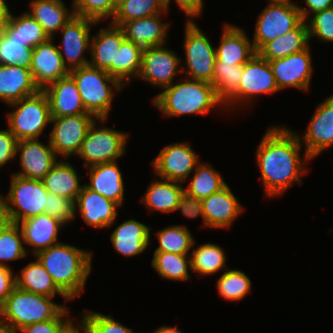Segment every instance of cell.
<instances>
[{
    "label": "cell",
    "mask_w": 333,
    "mask_h": 333,
    "mask_svg": "<svg viewBox=\"0 0 333 333\" xmlns=\"http://www.w3.org/2000/svg\"><path fill=\"white\" fill-rule=\"evenodd\" d=\"M301 145L297 133L288 127L273 125L267 129L256 150L266 197L283 195L295 182L302 184L301 175L307 172L305 165L311 158L306 152L301 158Z\"/></svg>",
    "instance_id": "6da1fadb"
},
{
    "label": "cell",
    "mask_w": 333,
    "mask_h": 333,
    "mask_svg": "<svg viewBox=\"0 0 333 333\" xmlns=\"http://www.w3.org/2000/svg\"><path fill=\"white\" fill-rule=\"evenodd\" d=\"M35 256L70 300L81 295L92 272L90 251L60 241Z\"/></svg>",
    "instance_id": "7a4b0ae2"
},
{
    "label": "cell",
    "mask_w": 333,
    "mask_h": 333,
    "mask_svg": "<svg viewBox=\"0 0 333 333\" xmlns=\"http://www.w3.org/2000/svg\"><path fill=\"white\" fill-rule=\"evenodd\" d=\"M180 81L164 88L152 100L163 116L206 115L215 106L224 107L209 82L187 77Z\"/></svg>",
    "instance_id": "3957f363"
},
{
    "label": "cell",
    "mask_w": 333,
    "mask_h": 333,
    "mask_svg": "<svg viewBox=\"0 0 333 333\" xmlns=\"http://www.w3.org/2000/svg\"><path fill=\"white\" fill-rule=\"evenodd\" d=\"M53 298L15 287L0 306V320L17 333L26 325L55 319L66 306L53 302Z\"/></svg>",
    "instance_id": "277c9868"
},
{
    "label": "cell",
    "mask_w": 333,
    "mask_h": 333,
    "mask_svg": "<svg viewBox=\"0 0 333 333\" xmlns=\"http://www.w3.org/2000/svg\"><path fill=\"white\" fill-rule=\"evenodd\" d=\"M69 75L77 85L86 111L96 118L107 119L114 92H120L124 86L106 71L90 65L73 69Z\"/></svg>",
    "instance_id": "5b68a950"
},
{
    "label": "cell",
    "mask_w": 333,
    "mask_h": 333,
    "mask_svg": "<svg viewBox=\"0 0 333 333\" xmlns=\"http://www.w3.org/2000/svg\"><path fill=\"white\" fill-rule=\"evenodd\" d=\"M10 188L2 199L4 220L19 223L27 218L44 214L47 189L42 180L11 175Z\"/></svg>",
    "instance_id": "8992f818"
},
{
    "label": "cell",
    "mask_w": 333,
    "mask_h": 333,
    "mask_svg": "<svg viewBox=\"0 0 333 333\" xmlns=\"http://www.w3.org/2000/svg\"><path fill=\"white\" fill-rule=\"evenodd\" d=\"M8 105L15 108L6 114L8 129L18 141L38 139L51 123L50 106L43 90Z\"/></svg>",
    "instance_id": "52a82bcc"
},
{
    "label": "cell",
    "mask_w": 333,
    "mask_h": 333,
    "mask_svg": "<svg viewBox=\"0 0 333 333\" xmlns=\"http://www.w3.org/2000/svg\"><path fill=\"white\" fill-rule=\"evenodd\" d=\"M104 123L106 118H97L89 127L82 143L79 158L84 160V167L114 162L125 155L129 134L108 127H97V121Z\"/></svg>",
    "instance_id": "ba28073f"
},
{
    "label": "cell",
    "mask_w": 333,
    "mask_h": 333,
    "mask_svg": "<svg viewBox=\"0 0 333 333\" xmlns=\"http://www.w3.org/2000/svg\"><path fill=\"white\" fill-rule=\"evenodd\" d=\"M184 31L183 46L186 56L184 63L187 66L184 67V64L181 67L182 73L185 72L187 78L211 83L216 62V49L192 19L186 20Z\"/></svg>",
    "instance_id": "9c48e42d"
},
{
    "label": "cell",
    "mask_w": 333,
    "mask_h": 333,
    "mask_svg": "<svg viewBox=\"0 0 333 333\" xmlns=\"http://www.w3.org/2000/svg\"><path fill=\"white\" fill-rule=\"evenodd\" d=\"M302 21L297 4L292 0L268 2L256 21L253 46L258 52L267 42L283 36Z\"/></svg>",
    "instance_id": "30bf717a"
},
{
    "label": "cell",
    "mask_w": 333,
    "mask_h": 333,
    "mask_svg": "<svg viewBox=\"0 0 333 333\" xmlns=\"http://www.w3.org/2000/svg\"><path fill=\"white\" fill-rule=\"evenodd\" d=\"M279 91L269 61L256 53L243 65V74L238 91L224 104L235 107L242 103L249 104L259 94H272ZM234 105V106H233Z\"/></svg>",
    "instance_id": "8fae6325"
},
{
    "label": "cell",
    "mask_w": 333,
    "mask_h": 333,
    "mask_svg": "<svg viewBox=\"0 0 333 333\" xmlns=\"http://www.w3.org/2000/svg\"><path fill=\"white\" fill-rule=\"evenodd\" d=\"M92 114L52 117L49 141L57 156L64 159L80 152L87 131L94 120Z\"/></svg>",
    "instance_id": "7c38bea8"
},
{
    "label": "cell",
    "mask_w": 333,
    "mask_h": 333,
    "mask_svg": "<svg viewBox=\"0 0 333 333\" xmlns=\"http://www.w3.org/2000/svg\"><path fill=\"white\" fill-rule=\"evenodd\" d=\"M96 24L98 25V22L92 19L74 15L60 30L62 44L57 48L69 72L89 65V60L83 54L90 50V30L92 25Z\"/></svg>",
    "instance_id": "4fadbf2b"
},
{
    "label": "cell",
    "mask_w": 333,
    "mask_h": 333,
    "mask_svg": "<svg viewBox=\"0 0 333 333\" xmlns=\"http://www.w3.org/2000/svg\"><path fill=\"white\" fill-rule=\"evenodd\" d=\"M182 61L166 45L143 48L138 78L164 89L172 85L173 78L182 72L181 68L178 69Z\"/></svg>",
    "instance_id": "5bb4252c"
},
{
    "label": "cell",
    "mask_w": 333,
    "mask_h": 333,
    "mask_svg": "<svg viewBox=\"0 0 333 333\" xmlns=\"http://www.w3.org/2000/svg\"><path fill=\"white\" fill-rule=\"evenodd\" d=\"M199 163V157L190 144L179 142L162 148L152 161V167L161 179L183 183Z\"/></svg>",
    "instance_id": "9a60e30c"
},
{
    "label": "cell",
    "mask_w": 333,
    "mask_h": 333,
    "mask_svg": "<svg viewBox=\"0 0 333 333\" xmlns=\"http://www.w3.org/2000/svg\"><path fill=\"white\" fill-rule=\"evenodd\" d=\"M269 64L279 91L287 87L309 90L313 73L310 46L287 57L271 60Z\"/></svg>",
    "instance_id": "2e32d148"
},
{
    "label": "cell",
    "mask_w": 333,
    "mask_h": 333,
    "mask_svg": "<svg viewBox=\"0 0 333 333\" xmlns=\"http://www.w3.org/2000/svg\"><path fill=\"white\" fill-rule=\"evenodd\" d=\"M297 136L300 142L303 139L301 144L305 145V152L311 160L333 146V94L318 104L304 135L297 133Z\"/></svg>",
    "instance_id": "e0dca14e"
},
{
    "label": "cell",
    "mask_w": 333,
    "mask_h": 333,
    "mask_svg": "<svg viewBox=\"0 0 333 333\" xmlns=\"http://www.w3.org/2000/svg\"><path fill=\"white\" fill-rule=\"evenodd\" d=\"M16 155L20 156V167L22 169L14 174L27 179L42 180L59 160L50 141L45 145L39 139L19 140Z\"/></svg>",
    "instance_id": "ac0fdd59"
},
{
    "label": "cell",
    "mask_w": 333,
    "mask_h": 333,
    "mask_svg": "<svg viewBox=\"0 0 333 333\" xmlns=\"http://www.w3.org/2000/svg\"><path fill=\"white\" fill-rule=\"evenodd\" d=\"M53 41L54 38H49L33 48L30 71L39 90L69 75L57 45L53 44Z\"/></svg>",
    "instance_id": "d6986e66"
},
{
    "label": "cell",
    "mask_w": 333,
    "mask_h": 333,
    "mask_svg": "<svg viewBox=\"0 0 333 333\" xmlns=\"http://www.w3.org/2000/svg\"><path fill=\"white\" fill-rule=\"evenodd\" d=\"M119 208L117 203L89 189L85 184L75 202V212L78 211L84 222L92 228L112 227Z\"/></svg>",
    "instance_id": "ffe728a7"
},
{
    "label": "cell",
    "mask_w": 333,
    "mask_h": 333,
    "mask_svg": "<svg viewBox=\"0 0 333 333\" xmlns=\"http://www.w3.org/2000/svg\"><path fill=\"white\" fill-rule=\"evenodd\" d=\"M201 201L208 228L228 229L244 210L228 184Z\"/></svg>",
    "instance_id": "44dd1931"
},
{
    "label": "cell",
    "mask_w": 333,
    "mask_h": 333,
    "mask_svg": "<svg viewBox=\"0 0 333 333\" xmlns=\"http://www.w3.org/2000/svg\"><path fill=\"white\" fill-rule=\"evenodd\" d=\"M46 94L51 117H65L88 113L74 79L67 75L43 89Z\"/></svg>",
    "instance_id": "7402d4cb"
},
{
    "label": "cell",
    "mask_w": 333,
    "mask_h": 333,
    "mask_svg": "<svg viewBox=\"0 0 333 333\" xmlns=\"http://www.w3.org/2000/svg\"><path fill=\"white\" fill-rule=\"evenodd\" d=\"M18 225L22 231L24 244L33 248L31 249L33 255L59 243V231L65 227L59 220L48 214L27 218Z\"/></svg>",
    "instance_id": "603a6c76"
},
{
    "label": "cell",
    "mask_w": 333,
    "mask_h": 333,
    "mask_svg": "<svg viewBox=\"0 0 333 333\" xmlns=\"http://www.w3.org/2000/svg\"><path fill=\"white\" fill-rule=\"evenodd\" d=\"M163 13L166 15L168 12L133 19L122 23L119 27L124 32L126 39L142 48L165 45L170 23L161 21Z\"/></svg>",
    "instance_id": "cb8c5ba5"
},
{
    "label": "cell",
    "mask_w": 333,
    "mask_h": 333,
    "mask_svg": "<svg viewBox=\"0 0 333 333\" xmlns=\"http://www.w3.org/2000/svg\"><path fill=\"white\" fill-rule=\"evenodd\" d=\"M109 28H101L90 39L89 65L106 71L111 76V64H116V56L125 34L112 23Z\"/></svg>",
    "instance_id": "d4e9b609"
},
{
    "label": "cell",
    "mask_w": 333,
    "mask_h": 333,
    "mask_svg": "<svg viewBox=\"0 0 333 333\" xmlns=\"http://www.w3.org/2000/svg\"><path fill=\"white\" fill-rule=\"evenodd\" d=\"M238 26L224 24L220 44L216 47V59L224 64L244 65L257 52L253 42Z\"/></svg>",
    "instance_id": "484cf974"
},
{
    "label": "cell",
    "mask_w": 333,
    "mask_h": 333,
    "mask_svg": "<svg viewBox=\"0 0 333 333\" xmlns=\"http://www.w3.org/2000/svg\"><path fill=\"white\" fill-rule=\"evenodd\" d=\"M90 183L85 185L117 203L120 207L124 202V181L118 162H108L87 168Z\"/></svg>",
    "instance_id": "4316f807"
},
{
    "label": "cell",
    "mask_w": 333,
    "mask_h": 333,
    "mask_svg": "<svg viewBox=\"0 0 333 333\" xmlns=\"http://www.w3.org/2000/svg\"><path fill=\"white\" fill-rule=\"evenodd\" d=\"M38 91L30 69L0 64V101L8 105Z\"/></svg>",
    "instance_id": "83f0119b"
},
{
    "label": "cell",
    "mask_w": 333,
    "mask_h": 333,
    "mask_svg": "<svg viewBox=\"0 0 333 333\" xmlns=\"http://www.w3.org/2000/svg\"><path fill=\"white\" fill-rule=\"evenodd\" d=\"M151 227L134 219L126 220L112 232L110 240L114 249L126 257L145 251L151 240Z\"/></svg>",
    "instance_id": "f1b7e54d"
},
{
    "label": "cell",
    "mask_w": 333,
    "mask_h": 333,
    "mask_svg": "<svg viewBox=\"0 0 333 333\" xmlns=\"http://www.w3.org/2000/svg\"><path fill=\"white\" fill-rule=\"evenodd\" d=\"M54 38L64 25L75 15L62 0H32L28 12Z\"/></svg>",
    "instance_id": "f546056e"
},
{
    "label": "cell",
    "mask_w": 333,
    "mask_h": 333,
    "mask_svg": "<svg viewBox=\"0 0 333 333\" xmlns=\"http://www.w3.org/2000/svg\"><path fill=\"white\" fill-rule=\"evenodd\" d=\"M309 33L306 21L302 20L294 29L283 36L267 42L257 53L268 61L281 59L303 51L309 46Z\"/></svg>",
    "instance_id": "4dcf8cb0"
},
{
    "label": "cell",
    "mask_w": 333,
    "mask_h": 333,
    "mask_svg": "<svg viewBox=\"0 0 333 333\" xmlns=\"http://www.w3.org/2000/svg\"><path fill=\"white\" fill-rule=\"evenodd\" d=\"M48 192L76 202L83 184L76 169L65 159L58 160L42 179Z\"/></svg>",
    "instance_id": "1f68e13d"
},
{
    "label": "cell",
    "mask_w": 333,
    "mask_h": 333,
    "mask_svg": "<svg viewBox=\"0 0 333 333\" xmlns=\"http://www.w3.org/2000/svg\"><path fill=\"white\" fill-rule=\"evenodd\" d=\"M15 279L16 287L21 290L47 297H55L57 294L64 298L65 303L70 300L53 282L50 274L37 258L24 266L20 274L16 273Z\"/></svg>",
    "instance_id": "d6a6232c"
},
{
    "label": "cell",
    "mask_w": 333,
    "mask_h": 333,
    "mask_svg": "<svg viewBox=\"0 0 333 333\" xmlns=\"http://www.w3.org/2000/svg\"><path fill=\"white\" fill-rule=\"evenodd\" d=\"M183 186L182 183L167 179L153 180L141 201L150 211L175 212L184 193Z\"/></svg>",
    "instance_id": "836d02e7"
},
{
    "label": "cell",
    "mask_w": 333,
    "mask_h": 333,
    "mask_svg": "<svg viewBox=\"0 0 333 333\" xmlns=\"http://www.w3.org/2000/svg\"><path fill=\"white\" fill-rule=\"evenodd\" d=\"M1 31L9 39L27 43V47L32 48L50 38L42 26L27 11L19 17L11 13L8 22Z\"/></svg>",
    "instance_id": "e575fe53"
},
{
    "label": "cell",
    "mask_w": 333,
    "mask_h": 333,
    "mask_svg": "<svg viewBox=\"0 0 333 333\" xmlns=\"http://www.w3.org/2000/svg\"><path fill=\"white\" fill-rule=\"evenodd\" d=\"M142 51L141 46L126 38L121 43L116 56V64H111V76L116 78L124 87L129 85L133 77H138Z\"/></svg>",
    "instance_id": "d590c367"
},
{
    "label": "cell",
    "mask_w": 333,
    "mask_h": 333,
    "mask_svg": "<svg viewBox=\"0 0 333 333\" xmlns=\"http://www.w3.org/2000/svg\"><path fill=\"white\" fill-rule=\"evenodd\" d=\"M151 265L161 278L172 281L190 280L191 256L154 251Z\"/></svg>",
    "instance_id": "8d00e7d4"
},
{
    "label": "cell",
    "mask_w": 333,
    "mask_h": 333,
    "mask_svg": "<svg viewBox=\"0 0 333 333\" xmlns=\"http://www.w3.org/2000/svg\"><path fill=\"white\" fill-rule=\"evenodd\" d=\"M226 185L220 172L213 168L210 164L200 162L194 171L191 182L184 192L197 199H204L211 194L219 191Z\"/></svg>",
    "instance_id": "74e56055"
},
{
    "label": "cell",
    "mask_w": 333,
    "mask_h": 333,
    "mask_svg": "<svg viewBox=\"0 0 333 333\" xmlns=\"http://www.w3.org/2000/svg\"><path fill=\"white\" fill-rule=\"evenodd\" d=\"M191 271L198 275H213L221 269H228L226 255L223 249L216 244L206 243L192 250Z\"/></svg>",
    "instance_id": "f35d334b"
},
{
    "label": "cell",
    "mask_w": 333,
    "mask_h": 333,
    "mask_svg": "<svg viewBox=\"0 0 333 333\" xmlns=\"http://www.w3.org/2000/svg\"><path fill=\"white\" fill-rule=\"evenodd\" d=\"M24 245L19 225L4 220L0 224V265L9 266L8 261L26 258L28 251Z\"/></svg>",
    "instance_id": "ab89813d"
},
{
    "label": "cell",
    "mask_w": 333,
    "mask_h": 333,
    "mask_svg": "<svg viewBox=\"0 0 333 333\" xmlns=\"http://www.w3.org/2000/svg\"><path fill=\"white\" fill-rule=\"evenodd\" d=\"M243 74V65L224 64L216 59L211 85L225 104L237 91Z\"/></svg>",
    "instance_id": "60d3db41"
},
{
    "label": "cell",
    "mask_w": 333,
    "mask_h": 333,
    "mask_svg": "<svg viewBox=\"0 0 333 333\" xmlns=\"http://www.w3.org/2000/svg\"><path fill=\"white\" fill-rule=\"evenodd\" d=\"M159 246L155 251L188 254L195 245V239L185 225H170L156 233Z\"/></svg>",
    "instance_id": "b9f144b4"
},
{
    "label": "cell",
    "mask_w": 333,
    "mask_h": 333,
    "mask_svg": "<svg viewBox=\"0 0 333 333\" xmlns=\"http://www.w3.org/2000/svg\"><path fill=\"white\" fill-rule=\"evenodd\" d=\"M162 12H168L164 0H126L116 10L111 23L120 26L122 23L140 19Z\"/></svg>",
    "instance_id": "7bdbcfd3"
},
{
    "label": "cell",
    "mask_w": 333,
    "mask_h": 333,
    "mask_svg": "<svg viewBox=\"0 0 333 333\" xmlns=\"http://www.w3.org/2000/svg\"><path fill=\"white\" fill-rule=\"evenodd\" d=\"M220 297L228 301H240L251 291V280L241 270L226 269L217 280Z\"/></svg>",
    "instance_id": "ee69618b"
},
{
    "label": "cell",
    "mask_w": 333,
    "mask_h": 333,
    "mask_svg": "<svg viewBox=\"0 0 333 333\" xmlns=\"http://www.w3.org/2000/svg\"><path fill=\"white\" fill-rule=\"evenodd\" d=\"M33 48L27 47V43H21L9 39L0 30V64L16 65L30 69L32 63Z\"/></svg>",
    "instance_id": "f6af8a7d"
},
{
    "label": "cell",
    "mask_w": 333,
    "mask_h": 333,
    "mask_svg": "<svg viewBox=\"0 0 333 333\" xmlns=\"http://www.w3.org/2000/svg\"><path fill=\"white\" fill-rule=\"evenodd\" d=\"M72 9L75 15L101 22L114 18L116 13L115 0H73Z\"/></svg>",
    "instance_id": "bcb514c9"
},
{
    "label": "cell",
    "mask_w": 333,
    "mask_h": 333,
    "mask_svg": "<svg viewBox=\"0 0 333 333\" xmlns=\"http://www.w3.org/2000/svg\"><path fill=\"white\" fill-rule=\"evenodd\" d=\"M84 314L81 320L86 326L87 333H135L110 315L91 310L88 312L86 309Z\"/></svg>",
    "instance_id": "7dc6e473"
},
{
    "label": "cell",
    "mask_w": 333,
    "mask_h": 333,
    "mask_svg": "<svg viewBox=\"0 0 333 333\" xmlns=\"http://www.w3.org/2000/svg\"><path fill=\"white\" fill-rule=\"evenodd\" d=\"M313 16V17H312ZM306 19L309 40L317 38L325 43L333 42V7L313 13Z\"/></svg>",
    "instance_id": "c3c4849f"
},
{
    "label": "cell",
    "mask_w": 333,
    "mask_h": 333,
    "mask_svg": "<svg viewBox=\"0 0 333 333\" xmlns=\"http://www.w3.org/2000/svg\"><path fill=\"white\" fill-rule=\"evenodd\" d=\"M44 214L59 220L65 226L76 217L75 202L47 192V202L45 203Z\"/></svg>",
    "instance_id": "681fc988"
},
{
    "label": "cell",
    "mask_w": 333,
    "mask_h": 333,
    "mask_svg": "<svg viewBox=\"0 0 333 333\" xmlns=\"http://www.w3.org/2000/svg\"><path fill=\"white\" fill-rule=\"evenodd\" d=\"M69 308H65L55 319L29 324L17 332L20 333H60L72 320L69 319Z\"/></svg>",
    "instance_id": "f907efd6"
},
{
    "label": "cell",
    "mask_w": 333,
    "mask_h": 333,
    "mask_svg": "<svg viewBox=\"0 0 333 333\" xmlns=\"http://www.w3.org/2000/svg\"><path fill=\"white\" fill-rule=\"evenodd\" d=\"M17 142L9 129L0 130V169L16 157Z\"/></svg>",
    "instance_id": "816d5d0a"
},
{
    "label": "cell",
    "mask_w": 333,
    "mask_h": 333,
    "mask_svg": "<svg viewBox=\"0 0 333 333\" xmlns=\"http://www.w3.org/2000/svg\"><path fill=\"white\" fill-rule=\"evenodd\" d=\"M180 210L185 217L196 218L198 216H202L203 218V227H206L204 214H203V206L202 201L195 197L187 195L185 192L180 198V201L177 205L176 211Z\"/></svg>",
    "instance_id": "f5cc1de1"
},
{
    "label": "cell",
    "mask_w": 333,
    "mask_h": 333,
    "mask_svg": "<svg viewBox=\"0 0 333 333\" xmlns=\"http://www.w3.org/2000/svg\"><path fill=\"white\" fill-rule=\"evenodd\" d=\"M16 287V279L10 266L0 265V306Z\"/></svg>",
    "instance_id": "db71d44e"
},
{
    "label": "cell",
    "mask_w": 333,
    "mask_h": 333,
    "mask_svg": "<svg viewBox=\"0 0 333 333\" xmlns=\"http://www.w3.org/2000/svg\"><path fill=\"white\" fill-rule=\"evenodd\" d=\"M172 0H164L165 7L169 11V5ZM179 9L185 13L188 20L201 16L204 0H173Z\"/></svg>",
    "instance_id": "11a10c76"
},
{
    "label": "cell",
    "mask_w": 333,
    "mask_h": 333,
    "mask_svg": "<svg viewBox=\"0 0 333 333\" xmlns=\"http://www.w3.org/2000/svg\"><path fill=\"white\" fill-rule=\"evenodd\" d=\"M304 2L307 6L306 8L297 4L301 18L304 21L310 17V13L313 14L333 7V0H304Z\"/></svg>",
    "instance_id": "9f6ffc18"
},
{
    "label": "cell",
    "mask_w": 333,
    "mask_h": 333,
    "mask_svg": "<svg viewBox=\"0 0 333 333\" xmlns=\"http://www.w3.org/2000/svg\"><path fill=\"white\" fill-rule=\"evenodd\" d=\"M76 323L78 326L74 325L72 320L60 333H87L86 326L82 320Z\"/></svg>",
    "instance_id": "6f0895ef"
},
{
    "label": "cell",
    "mask_w": 333,
    "mask_h": 333,
    "mask_svg": "<svg viewBox=\"0 0 333 333\" xmlns=\"http://www.w3.org/2000/svg\"><path fill=\"white\" fill-rule=\"evenodd\" d=\"M9 6L5 0H0V30L5 26L10 18Z\"/></svg>",
    "instance_id": "680465c9"
},
{
    "label": "cell",
    "mask_w": 333,
    "mask_h": 333,
    "mask_svg": "<svg viewBox=\"0 0 333 333\" xmlns=\"http://www.w3.org/2000/svg\"><path fill=\"white\" fill-rule=\"evenodd\" d=\"M152 333H182L179 329L176 327H169V326H161L158 329H156Z\"/></svg>",
    "instance_id": "91938a15"
},
{
    "label": "cell",
    "mask_w": 333,
    "mask_h": 333,
    "mask_svg": "<svg viewBox=\"0 0 333 333\" xmlns=\"http://www.w3.org/2000/svg\"><path fill=\"white\" fill-rule=\"evenodd\" d=\"M0 333H12L10 329L0 320Z\"/></svg>",
    "instance_id": "94428289"
},
{
    "label": "cell",
    "mask_w": 333,
    "mask_h": 333,
    "mask_svg": "<svg viewBox=\"0 0 333 333\" xmlns=\"http://www.w3.org/2000/svg\"><path fill=\"white\" fill-rule=\"evenodd\" d=\"M4 221V217H3V207H2V199L0 196V224Z\"/></svg>",
    "instance_id": "6125c7cd"
},
{
    "label": "cell",
    "mask_w": 333,
    "mask_h": 333,
    "mask_svg": "<svg viewBox=\"0 0 333 333\" xmlns=\"http://www.w3.org/2000/svg\"><path fill=\"white\" fill-rule=\"evenodd\" d=\"M124 1H126V0H115V6H116V8H117L121 3H123Z\"/></svg>",
    "instance_id": "be15d7a7"
},
{
    "label": "cell",
    "mask_w": 333,
    "mask_h": 333,
    "mask_svg": "<svg viewBox=\"0 0 333 333\" xmlns=\"http://www.w3.org/2000/svg\"><path fill=\"white\" fill-rule=\"evenodd\" d=\"M269 2H284V1H288V0H268Z\"/></svg>",
    "instance_id": "e7e4bbea"
}]
</instances>
